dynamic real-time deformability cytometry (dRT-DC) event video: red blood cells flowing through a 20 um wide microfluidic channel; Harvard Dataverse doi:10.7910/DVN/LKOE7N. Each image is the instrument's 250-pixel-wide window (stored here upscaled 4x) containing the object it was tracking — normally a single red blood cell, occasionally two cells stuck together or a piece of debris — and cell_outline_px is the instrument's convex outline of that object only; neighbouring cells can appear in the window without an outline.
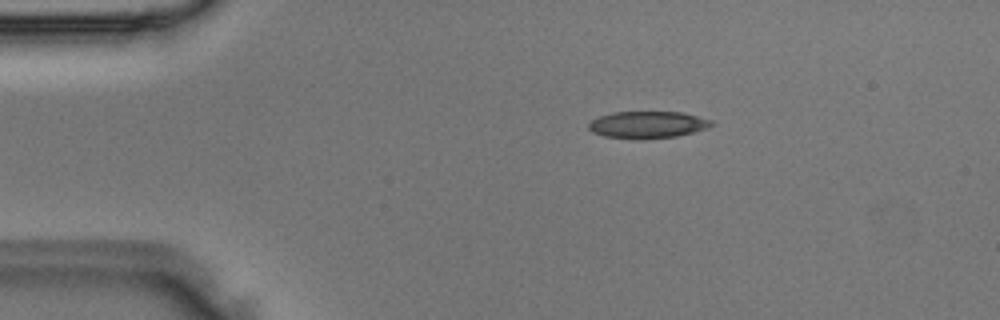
{"species": "Egyptian fruit bat (a non-hibernating species)", "species_latin": "Rousettus aegyptiacus", "temperature_condition": "room temperature", "stored_images_in_passage": 4, "camera_frame_rate_fps": 3000, "um_per_image_px": 0.085, "animal": {"sex": "male"}, "frame": {"image": 1, "passage_image": 2, "time_ms": 0.333, "image_size_px": [1000, 320], "cell_outline_px": [[716, 124], [708, 128], [676, 136], [644, 140], [604, 136], [592, 132], [588, 128], [588, 124], [592, 120], [600, 116], [612, 112], [684, 112], [712, 120]], "centroid_in_image_um": [55.07, 10.6], "position_along_channel_um": 29.9, "area_um2": 19.48}}